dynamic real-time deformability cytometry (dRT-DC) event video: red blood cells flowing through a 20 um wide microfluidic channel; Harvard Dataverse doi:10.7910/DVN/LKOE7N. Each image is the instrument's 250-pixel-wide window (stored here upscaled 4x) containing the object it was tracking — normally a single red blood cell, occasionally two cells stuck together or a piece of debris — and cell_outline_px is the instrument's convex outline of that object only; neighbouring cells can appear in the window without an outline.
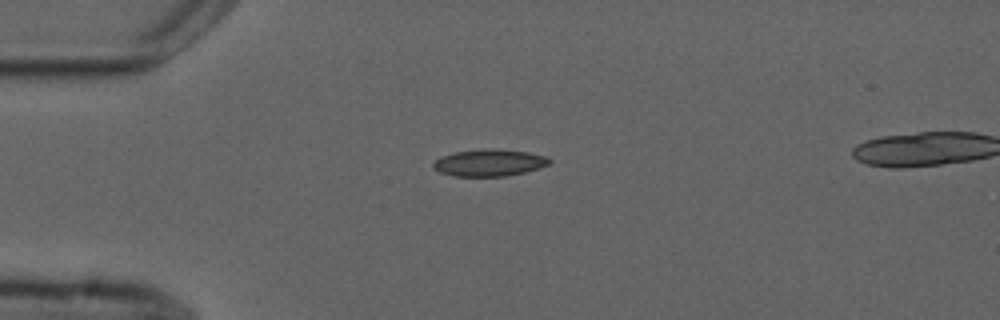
{"species": "common noctule bat (a hibernating species)", "species_latin": "Nyctalus noctula", "temperature_condition": "cold", "stored_images_in_passage": 2, "camera_frame_rate_fps": 3000, "um_per_image_px": 0.085, "animal": {"sex": "male", "forearm_length_mm": 52.5}, "frame": {"image": 1, "passage_image": 1, "time_ms": 0.0, "image_size_px": [1000, 320], "cell_outline_px": [[552, 160], [548, 164], [540, 168], [508, 176], [452, 176], [440, 172], [432, 168], [432, 164], [436, 160], [444, 156], [456, 152], [484, 148], [496, 148], [528, 152], [544, 156]], "centroid_in_image_um": [41.59, 13.83], "position_along_channel_um": 43.4, "area_um2": 18.21}}